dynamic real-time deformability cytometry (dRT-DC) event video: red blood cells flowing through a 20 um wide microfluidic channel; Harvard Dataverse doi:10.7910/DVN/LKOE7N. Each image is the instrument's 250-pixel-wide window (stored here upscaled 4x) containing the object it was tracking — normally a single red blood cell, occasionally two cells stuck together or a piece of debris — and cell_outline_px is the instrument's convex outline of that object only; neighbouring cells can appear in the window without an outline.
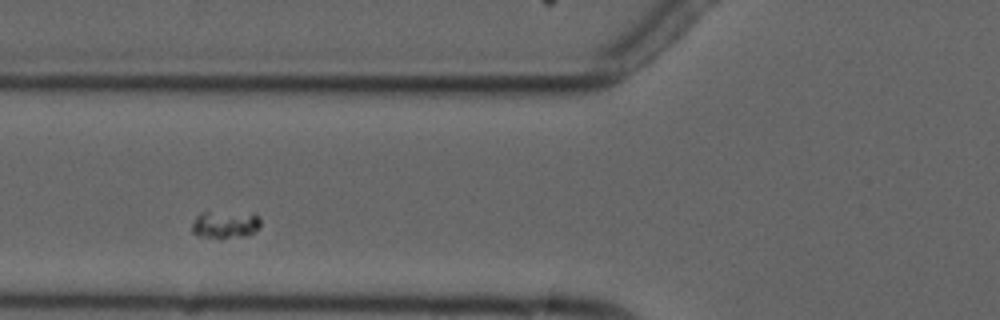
{"species": "common noctule bat (a hibernating species)", "species_latin": "Nyctalus noctula", "temperature_condition": "cold", "stored_images_in_passage": 11, "camera_frame_rate_fps": 3000, "um_per_image_px": 0.085, "animal": {"sex": "male", "forearm_length_mm": 52.5}, "frame": {"image": 1, "passage_image": 2, "time_ms": 1.0, "image_size_px": [1000, 320], "cell_outline_px": [[260, 224], [248, 236], [200, 236], [192, 232], [192, 224], [196, 216], [200, 212], [256, 212], [260, 216]], "centroid_in_image_um": [19.17, 19.02], "position_along_channel_um": 106.6, "area_um2": 10.81}}
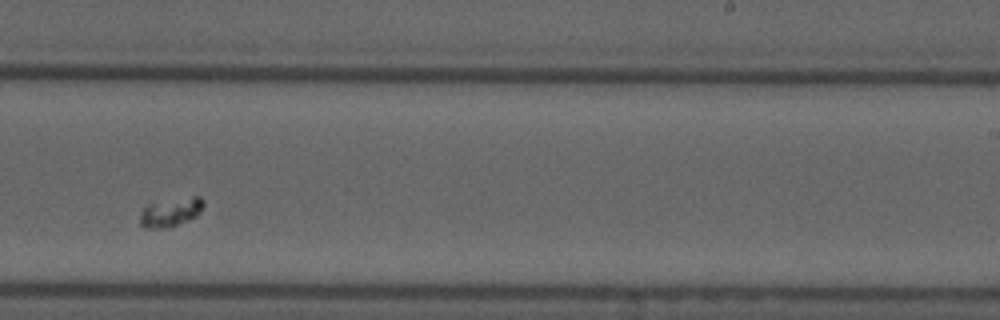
{"frame": {"image": 2, "passage_image": 6, "time_ms": 5.667, "image_size_px": [1000, 320], "cell_outline_px": [[204, 204], [200, 212], [196, 216], [172, 228], [144, 228], [140, 224], [140, 216], [144, 208], [148, 204], [192, 196], [200, 196], [204, 200]], "centroid_in_image_um": [14.53, 18.05], "position_along_channel_um": 274.5, "area_um2": 10.64}}
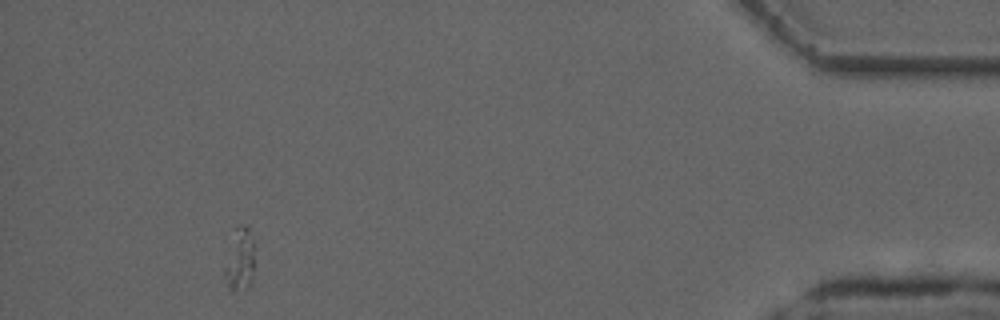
{"frame": {"image": 3, "passage_image": 10, "time_ms": 11.333, "image_size_px": [1000, 320], "cell_outline_px": [[252, 280], [248, 288], [228, 288], [224, 272], [224, 268], [236, 228], [240, 224], [244, 224], [248, 228], [252, 244]], "centroid_in_image_um": [20.37, 22.09], "position_along_channel_um": 414.8, "area_um2": 10.06}}